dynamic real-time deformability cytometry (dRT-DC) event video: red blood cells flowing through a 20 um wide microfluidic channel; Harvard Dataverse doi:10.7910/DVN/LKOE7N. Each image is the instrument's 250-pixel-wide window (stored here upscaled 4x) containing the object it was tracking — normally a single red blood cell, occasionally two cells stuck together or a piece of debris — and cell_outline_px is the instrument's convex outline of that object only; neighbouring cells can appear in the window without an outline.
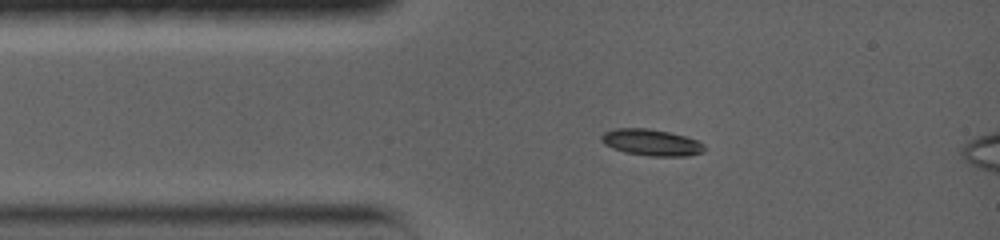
{"species": "common noctule bat (a hibernating species)", "species_latin": "Nyctalus noctula", "temperature_condition": "warm", "stored_images_in_passage": 24, "camera_frame_rate_fps": 5000, "um_per_image_px": 0.085, "animal": {"sex": "female", "body_mass_g": 19.0, "forearm_length_mm": 56.7}, "frame": {"image": 1, "passage_image": 1, "time_ms": 0.0, "image_size_px": [1000, 240], "cell_outline_px": [[708, 148], [704, 152], [688, 156], [652, 156], [624, 152], [612, 148], [604, 144], [600, 140], [600, 136], [604, 132], [616, 128], [648, 128], [668, 132], [684, 136], [696, 140], [704, 144]], "centroid_in_image_um": [55.37, 12.11], "position_along_channel_um": 29.6, "area_um2": 16.01}}
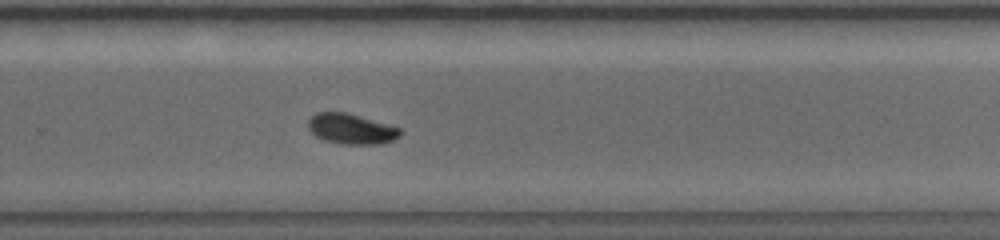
{"frame": {"image": 2, "passage_image": 15, "time_ms": 7.6, "image_size_px": [1000, 240], "cell_outline_px": [[404, 132], [400, 136], [392, 140], [380, 144], [340, 144], [324, 140], [316, 136], [308, 128], [308, 120], [316, 112], [344, 112], [360, 116], [404, 128]], "centroid_in_image_um": [29.9, 10.96], "position_along_channel_um": 299.9, "area_um2": 16.47}}
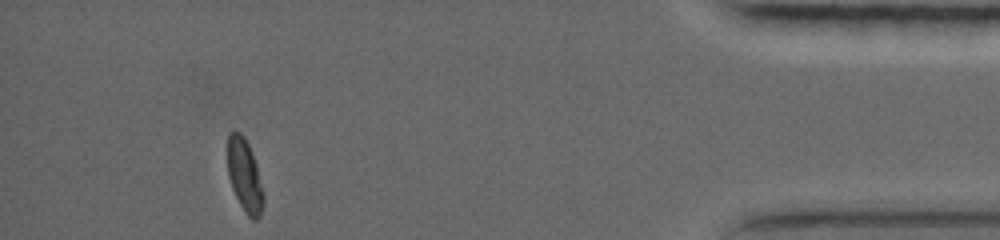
{"frame": {"image": 3, "passage_image": 24, "time_ms": 12.4, "image_size_px": [1000, 240], "cell_outline_px": [[264, 204], [260, 216], [256, 220], [252, 220], [248, 216], [240, 204], [232, 188], [228, 176], [228, 132], [232, 128], [240, 132], [244, 136], [252, 152], [256, 164], [264, 192]], "centroid_in_image_um": [20.8, 14.89], "position_along_channel_um": 414.4, "area_um2": 15.43}, "authors_computed_cell_mechanics": {"area_um2": 16.1262, "velocity_mm_per_s": 3.7699, "shape_relaxation_time_tau1_ms": 3.5885, "shape_relaxation_time_tau2_ms": null, "deformation_change_tau1": 0.1401, "deformation_change_tau2": null}}